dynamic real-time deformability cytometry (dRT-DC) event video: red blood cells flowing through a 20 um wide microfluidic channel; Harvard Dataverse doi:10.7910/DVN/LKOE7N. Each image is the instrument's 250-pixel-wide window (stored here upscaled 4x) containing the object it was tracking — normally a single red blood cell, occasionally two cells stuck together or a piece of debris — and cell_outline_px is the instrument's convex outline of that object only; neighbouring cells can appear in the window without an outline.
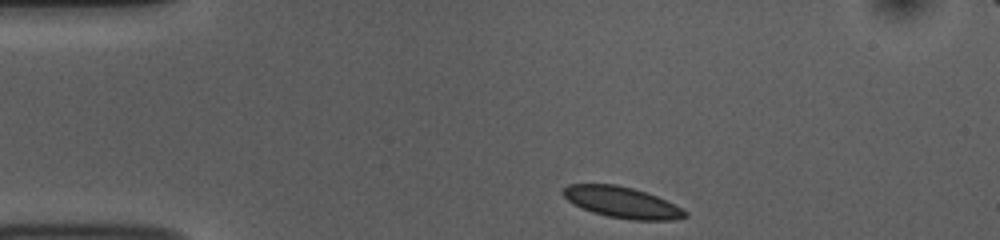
{"species": "common noctule bat (a hibernating species)", "species_latin": "Nyctalus noctula", "temperature_condition": "room temperature", "stored_images_in_passage": 39, "camera_frame_rate_fps": 3000, "um_per_image_px": 0.085, "animal": {"sex": "female", "body_mass_g": 10.0, "forearm_length_mm": 53.1}, "frame": {"image": 1, "passage_image": 1, "time_ms": 0.0, "image_size_px": [1000, 240], "cell_outline_px": [[688, 216], [676, 220], [632, 220], [608, 216], [592, 212], [568, 200], [564, 196], [564, 188], [568, 184], [616, 184], [632, 188], [656, 196], [688, 212]], "centroid_in_image_um": [52.89, 17.21], "position_along_channel_um": 32.1, "area_um2": 21.68}}
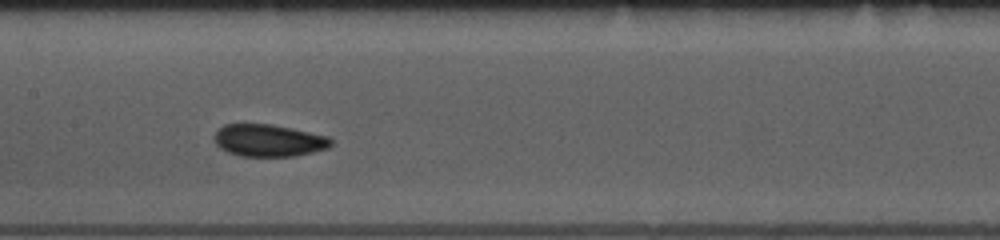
{"frame": {"image": 2, "passage_image": 17, "time_ms": 5.333, "image_size_px": [1000, 240], "cell_outline_px": [[332, 144], [328, 148], [296, 156], [240, 156], [228, 152], [220, 148], [216, 144], [216, 128], [224, 124], [272, 124], [292, 128], [328, 136], [332, 140]], "centroid_in_image_um": [22.84, 11.93], "position_along_channel_um": 184.6, "area_um2": 21.91}}
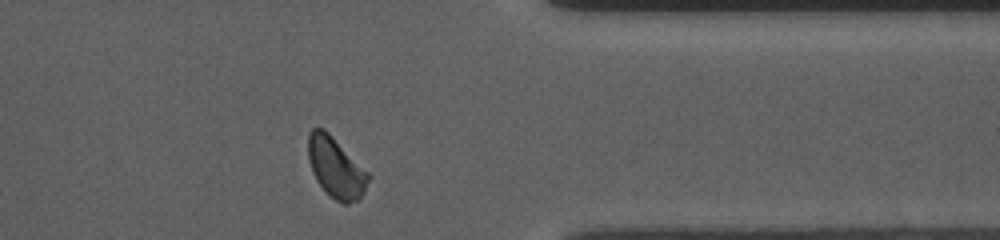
{"frame": {"image": 3, "passage_image": 34, "time_ms": 11.0, "image_size_px": [1000, 240], "cell_outline_px": [[372, 176], [364, 192], [356, 200], [348, 204], [344, 204], [336, 200], [316, 180], [312, 172], [308, 160], [308, 132], [312, 128], [324, 128]], "centroid_in_image_um": [28.54, 14.23], "position_along_channel_um": 382.9, "area_um2": 20.98}, "authors_computed_cell_mechanics": {"area_um2": 21.675, "velocity_mm_per_s": 3.7042, "shape_relaxation_time_tau1_ms": 2.8534, "shape_relaxation_time_tau2_ms": 4.19, "deformation_change_tau1": 0.0778, "deformation_change_tau2": 0.084}}